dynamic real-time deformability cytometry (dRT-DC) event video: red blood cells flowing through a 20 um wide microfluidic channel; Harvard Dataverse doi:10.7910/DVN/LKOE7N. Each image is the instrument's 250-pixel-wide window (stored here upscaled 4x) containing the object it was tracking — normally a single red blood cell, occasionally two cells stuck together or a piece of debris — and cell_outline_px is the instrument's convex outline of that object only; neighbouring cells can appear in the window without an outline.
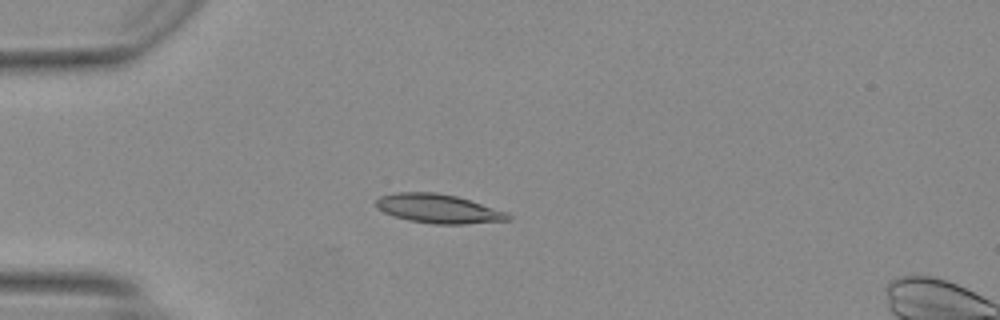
{"species": "Egyptian fruit bat (a non-hibernating species)", "species_latin": "Rousettus aegyptiacus", "temperature_condition": "warm", "stored_images_in_passage": 35, "camera_frame_rate_fps": 3000, "um_per_image_px": 0.085, "animal": {"sex": "female"}, "frame": {"image": 1, "passage_image": 3, "time_ms": 0.667, "image_size_px": [1000, 320], "cell_outline_px": [[512, 220], [464, 224], [432, 224], [408, 220], [384, 212], [376, 204], [376, 200], [380, 196], [396, 192], [436, 192], [456, 196], [504, 212], [512, 216]], "centroid_in_image_um": [37.25, 17.74], "position_along_channel_um": 47.8, "area_um2": 21.96}}
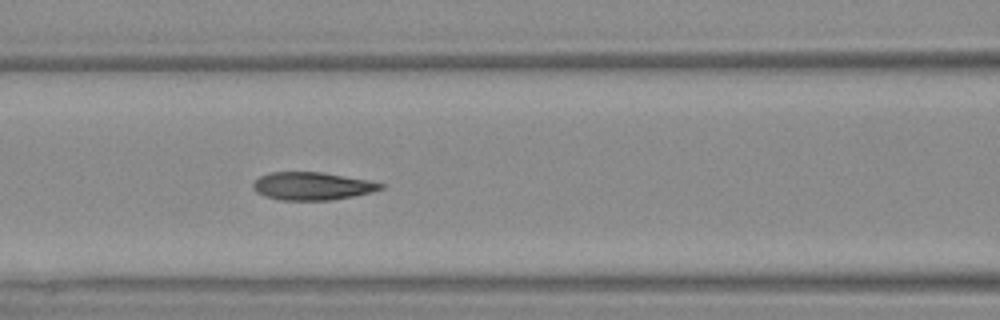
{"frame": {"image": 2, "passage_image": 11, "time_ms": 3.333, "image_size_px": [1000, 320], "cell_outline_px": [[384, 188], [372, 192], [332, 200], [280, 200], [264, 196], [256, 192], [252, 188], [252, 184], [260, 176], [272, 172], [320, 172], [368, 180], [384, 184]], "centroid_in_image_um": [26.51, 15.82], "position_along_channel_um": 140.1, "area_um2": 20.63}}
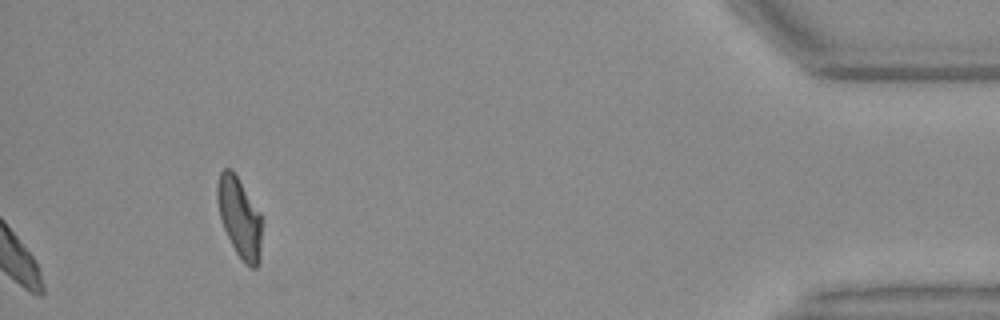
{"frame": {"image": 3, "passage_image": 35, "time_ms": 11.333, "image_size_px": [1000, 320], "cell_outline_px": [[260, 260], [256, 268], [252, 268], [244, 264], [236, 252], [224, 228], [220, 216], [216, 200], [216, 184], [220, 172], [224, 168], [232, 168], [260, 212]], "centroid_in_image_um": [20.33, 18.45], "position_along_channel_um": 414.9, "area_um2": 20.69}, "authors_computed_cell_mechanics": {"area_um2": 20.8658, "velocity_mm_per_s": 4.2167, "shape_relaxation_time_tau1_ms": 3.7654, "shape_relaxation_time_tau2_ms": 1.1801, "deformation_change_tau1": 0.1887, "deformation_change_tau2": 0.0883}}